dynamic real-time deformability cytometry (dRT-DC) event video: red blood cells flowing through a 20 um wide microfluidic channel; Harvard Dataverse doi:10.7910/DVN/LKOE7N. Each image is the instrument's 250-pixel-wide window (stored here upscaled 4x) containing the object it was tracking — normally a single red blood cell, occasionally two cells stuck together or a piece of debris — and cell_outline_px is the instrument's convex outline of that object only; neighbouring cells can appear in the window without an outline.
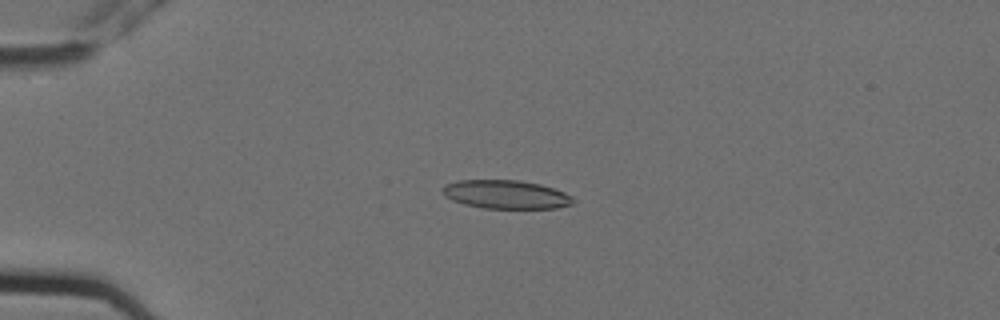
{"species": "Egyptian fruit bat (a non-hibernating species)", "species_latin": "Rousettus aegyptiacus", "temperature_condition": "cold", "stored_images_in_passage": 4, "camera_frame_rate_fps": 3000, "um_per_image_px": 0.085, "animal": {"sex": "female"}, "frame": {"image": 1, "passage_image": 4, "time_ms": 1.0, "image_size_px": [1000, 320], "cell_outline_px": [[576, 200], [572, 204], [556, 208], [484, 208], [464, 204], [452, 200], [444, 196], [440, 188], [444, 184], [456, 180], [520, 180], [540, 184], [564, 192], [572, 196]], "centroid_in_image_um": [42.97, 16.52], "position_along_channel_um": 42.0, "area_um2": 21.91}}